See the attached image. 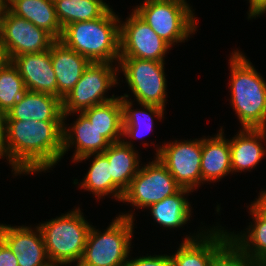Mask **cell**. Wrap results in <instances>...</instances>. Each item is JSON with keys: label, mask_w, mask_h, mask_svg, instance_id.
I'll return each mask as SVG.
<instances>
[{"label": "cell", "mask_w": 266, "mask_h": 266, "mask_svg": "<svg viewBox=\"0 0 266 266\" xmlns=\"http://www.w3.org/2000/svg\"><path fill=\"white\" fill-rule=\"evenodd\" d=\"M63 121L6 120L4 156L15 176L52 168L62 158Z\"/></svg>", "instance_id": "1"}, {"label": "cell", "mask_w": 266, "mask_h": 266, "mask_svg": "<svg viewBox=\"0 0 266 266\" xmlns=\"http://www.w3.org/2000/svg\"><path fill=\"white\" fill-rule=\"evenodd\" d=\"M112 10L95 20L68 24L60 41L90 62L119 61L121 20Z\"/></svg>", "instance_id": "2"}, {"label": "cell", "mask_w": 266, "mask_h": 266, "mask_svg": "<svg viewBox=\"0 0 266 266\" xmlns=\"http://www.w3.org/2000/svg\"><path fill=\"white\" fill-rule=\"evenodd\" d=\"M231 105L242 128L266 129V82L239 50L229 59Z\"/></svg>", "instance_id": "3"}, {"label": "cell", "mask_w": 266, "mask_h": 266, "mask_svg": "<svg viewBox=\"0 0 266 266\" xmlns=\"http://www.w3.org/2000/svg\"><path fill=\"white\" fill-rule=\"evenodd\" d=\"M82 214L78 207L38 226L52 265L80 262L92 226Z\"/></svg>", "instance_id": "4"}, {"label": "cell", "mask_w": 266, "mask_h": 266, "mask_svg": "<svg viewBox=\"0 0 266 266\" xmlns=\"http://www.w3.org/2000/svg\"><path fill=\"white\" fill-rule=\"evenodd\" d=\"M133 220L132 213H122L103 233L91 226L82 258L76 266H126Z\"/></svg>", "instance_id": "5"}, {"label": "cell", "mask_w": 266, "mask_h": 266, "mask_svg": "<svg viewBox=\"0 0 266 266\" xmlns=\"http://www.w3.org/2000/svg\"><path fill=\"white\" fill-rule=\"evenodd\" d=\"M133 10L170 46L185 42L197 28L186 0H145Z\"/></svg>", "instance_id": "6"}, {"label": "cell", "mask_w": 266, "mask_h": 266, "mask_svg": "<svg viewBox=\"0 0 266 266\" xmlns=\"http://www.w3.org/2000/svg\"><path fill=\"white\" fill-rule=\"evenodd\" d=\"M117 70L119 71V68H114L112 63L90 62L80 80L62 100L63 122L71 113H80L92 106L113 100L114 95L110 98L104 95L111 86L118 84Z\"/></svg>", "instance_id": "7"}, {"label": "cell", "mask_w": 266, "mask_h": 266, "mask_svg": "<svg viewBox=\"0 0 266 266\" xmlns=\"http://www.w3.org/2000/svg\"><path fill=\"white\" fill-rule=\"evenodd\" d=\"M164 64L134 57H119L118 68L121 67L126 83L139 104L166 107L167 81Z\"/></svg>", "instance_id": "8"}, {"label": "cell", "mask_w": 266, "mask_h": 266, "mask_svg": "<svg viewBox=\"0 0 266 266\" xmlns=\"http://www.w3.org/2000/svg\"><path fill=\"white\" fill-rule=\"evenodd\" d=\"M55 39L44 29L14 15L7 7L0 23V51L11 61L14 57L50 49Z\"/></svg>", "instance_id": "9"}, {"label": "cell", "mask_w": 266, "mask_h": 266, "mask_svg": "<svg viewBox=\"0 0 266 266\" xmlns=\"http://www.w3.org/2000/svg\"><path fill=\"white\" fill-rule=\"evenodd\" d=\"M155 159L140 167L124 192L122 202L131 203L137 208L149 209L151 205L181 189L166 166L157 157Z\"/></svg>", "instance_id": "10"}, {"label": "cell", "mask_w": 266, "mask_h": 266, "mask_svg": "<svg viewBox=\"0 0 266 266\" xmlns=\"http://www.w3.org/2000/svg\"><path fill=\"white\" fill-rule=\"evenodd\" d=\"M159 147L156 157L166 166L176 183L191 191L197 189L201 185L202 139L175 140Z\"/></svg>", "instance_id": "11"}, {"label": "cell", "mask_w": 266, "mask_h": 266, "mask_svg": "<svg viewBox=\"0 0 266 266\" xmlns=\"http://www.w3.org/2000/svg\"><path fill=\"white\" fill-rule=\"evenodd\" d=\"M171 46L133 10L126 22L120 21V56L164 62Z\"/></svg>", "instance_id": "12"}, {"label": "cell", "mask_w": 266, "mask_h": 266, "mask_svg": "<svg viewBox=\"0 0 266 266\" xmlns=\"http://www.w3.org/2000/svg\"><path fill=\"white\" fill-rule=\"evenodd\" d=\"M0 239L10 248L19 266H52L41 230L0 224Z\"/></svg>", "instance_id": "13"}, {"label": "cell", "mask_w": 266, "mask_h": 266, "mask_svg": "<svg viewBox=\"0 0 266 266\" xmlns=\"http://www.w3.org/2000/svg\"><path fill=\"white\" fill-rule=\"evenodd\" d=\"M216 226L196 236H186L175 254L172 266H212L215 253L230 239L228 232ZM196 237V238H195Z\"/></svg>", "instance_id": "14"}, {"label": "cell", "mask_w": 266, "mask_h": 266, "mask_svg": "<svg viewBox=\"0 0 266 266\" xmlns=\"http://www.w3.org/2000/svg\"><path fill=\"white\" fill-rule=\"evenodd\" d=\"M11 62L18 69L27 90L57 97V80L50 49L40 53L19 55Z\"/></svg>", "instance_id": "15"}, {"label": "cell", "mask_w": 266, "mask_h": 266, "mask_svg": "<svg viewBox=\"0 0 266 266\" xmlns=\"http://www.w3.org/2000/svg\"><path fill=\"white\" fill-rule=\"evenodd\" d=\"M50 56L56 74L57 97L63 100L80 80L90 61L60 40L51 44Z\"/></svg>", "instance_id": "16"}, {"label": "cell", "mask_w": 266, "mask_h": 266, "mask_svg": "<svg viewBox=\"0 0 266 266\" xmlns=\"http://www.w3.org/2000/svg\"><path fill=\"white\" fill-rule=\"evenodd\" d=\"M6 120L63 121L62 100L51 94L27 90L6 113Z\"/></svg>", "instance_id": "17"}, {"label": "cell", "mask_w": 266, "mask_h": 266, "mask_svg": "<svg viewBox=\"0 0 266 266\" xmlns=\"http://www.w3.org/2000/svg\"><path fill=\"white\" fill-rule=\"evenodd\" d=\"M78 115L71 128L70 126L67 128L63 122L62 157L71 145H75L76 150L72 161L86 155L103 153L110 145L82 112Z\"/></svg>", "instance_id": "18"}, {"label": "cell", "mask_w": 266, "mask_h": 266, "mask_svg": "<svg viewBox=\"0 0 266 266\" xmlns=\"http://www.w3.org/2000/svg\"><path fill=\"white\" fill-rule=\"evenodd\" d=\"M262 139H266V129L243 128L229 140L232 173L257 166L266 154Z\"/></svg>", "instance_id": "19"}, {"label": "cell", "mask_w": 266, "mask_h": 266, "mask_svg": "<svg viewBox=\"0 0 266 266\" xmlns=\"http://www.w3.org/2000/svg\"><path fill=\"white\" fill-rule=\"evenodd\" d=\"M220 133L211 138H202L201 183L222 179L232 172L230 143Z\"/></svg>", "instance_id": "20"}, {"label": "cell", "mask_w": 266, "mask_h": 266, "mask_svg": "<svg viewBox=\"0 0 266 266\" xmlns=\"http://www.w3.org/2000/svg\"><path fill=\"white\" fill-rule=\"evenodd\" d=\"M7 8L16 16L44 29L60 40L63 28L58 22L54 0H6Z\"/></svg>", "instance_id": "21"}, {"label": "cell", "mask_w": 266, "mask_h": 266, "mask_svg": "<svg viewBox=\"0 0 266 266\" xmlns=\"http://www.w3.org/2000/svg\"><path fill=\"white\" fill-rule=\"evenodd\" d=\"M133 148L131 141L123 139L111 143L103 152L110 164L112 182L123 194L141 167L139 155Z\"/></svg>", "instance_id": "22"}, {"label": "cell", "mask_w": 266, "mask_h": 266, "mask_svg": "<svg viewBox=\"0 0 266 266\" xmlns=\"http://www.w3.org/2000/svg\"><path fill=\"white\" fill-rule=\"evenodd\" d=\"M82 113L110 144L122 140L123 117L120 96L85 109Z\"/></svg>", "instance_id": "23"}, {"label": "cell", "mask_w": 266, "mask_h": 266, "mask_svg": "<svg viewBox=\"0 0 266 266\" xmlns=\"http://www.w3.org/2000/svg\"><path fill=\"white\" fill-rule=\"evenodd\" d=\"M249 210L255 223L246 228L247 233L230 232V239L252 259L266 265V214L254 202Z\"/></svg>", "instance_id": "24"}, {"label": "cell", "mask_w": 266, "mask_h": 266, "mask_svg": "<svg viewBox=\"0 0 266 266\" xmlns=\"http://www.w3.org/2000/svg\"><path fill=\"white\" fill-rule=\"evenodd\" d=\"M121 97L122 117H123V136L135 138L146 136L153 128V118H163L165 109L163 107L151 104H140L144 110H132L133 102L129 95L124 94ZM154 115V116H151Z\"/></svg>", "instance_id": "25"}, {"label": "cell", "mask_w": 266, "mask_h": 266, "mask_svg": "<svg viewBox=\"0 0 266 266\" xmlns=\"http://www.w3.org/2000/svg\"><path fill=\"white\" fill-rule=\"evenodd\" d=\"M94 155L92 164L88 170V173L81 182L80 187L88 190L97 196L98 199L112 194L118 201H122L123 193L113 184L110 164L107 157L103 153L90 154L83 156L75 162H81Z\"/></svg>", "instance_id": "26"}, {"label": "cell", "mask_w": 266, "mask_h": 266, "mask_svg": "<svg viewBox=\"0 0 266 266\" xmlns=\"http://www.w3.org/2000/svg\"><path fill=\"white\" fill-rule=\"evenodd\" d=\"M193 192L189 189L181 188L172 196L164 198L162 201L151 205L150 212L153 219L165 228H178L188 223L191 217V205L185 194Z\"/></svg>", "instance_id": "27"}, {"label": "cell", "mask_w": 266, "mask_h": 266, "mask_svg": "<svg viewBox=\"0 0 266 266\" xmlns=\"http://www.w3.org/2000/svg\"><path fill=\"white\" fill-rule=\"evenodd\" d=\"M54 4L62 28L74 22L100 18L110 8L103 0H54Z\"/></svg>", "instance_id": "28"}, {"label": "cell", "mask_w": 266, "mask_h": 266, "mask_svg": "<svg viewBox=\"0 0 266 266\" xmlns=\"http://www.w3.org/2000/svg\"><path fill=\"white\" fill-rule=\"evenodd\" d=\"M26 91L18 69L6 60L0 66V109L7 113Z\"/></svg>", "instance_id": "29"}, {"label": "cell", "mask_w": 266, "mask_h": 266, "mask_svg": "<svg viewBox=\"0 0 266 266\" xmlns=\"http://www.w3.org/2000/svg\"><path fill=\"white\" fill-rule=\"evenodd\" d=\"M212 266H265L247 255L229 239L214 255Z\"/></svg>", "instance_id": "30"}, {"label": "cell", "mask_w": 266, "mask_h": 266, "mask_svg": "<svg viewBox=\"0 0 266 266\" xmlns=\"http://www.w3.org/2000/svg\"><path fill=\"white\" fill-rule=\"evenodd\" d=\"M126 266H172V261L169 255H150L128 259Z\"/></svg>", "instance_id": "31"}, {"label": "cell", "mask_w": 266, "mask_h": 266, "mask_svg": "<svg viewBox=\"0 0 266 266\" xmlns=\"http://www.w3.org/2000/svg\"><path fill=\"white\" fill-rule=\"evenodd\" d=\"M0 266H19L10 248L0 239Z\"/></svg>", "instance_id": "32"}, {"label": "cell", "mask_w": 266, "mask_h": 266, "mask_svg": "<svg viewBox=\"0 0 266 266\" xmlns=\"http://www.w3.org/2000/svg\"><path fill=\"white\" fill-rule=\"evenodd\" d=\"M248 18H256L266 11V0H255L249 7Z\"/></svg>", "instance_id": "33"}, {"label": "cell", "mask_w": 266, "mask_h": 266, "mask_svg": "<svg viewBox=\"0 0 266 266\" xmlns=\"http://www.w3.org/2000/svg\"><path fill=\"white\" fill-rule=\"evenodd\" d=\"M6 140V112L0 109V149L4 152Z\"/></svg>", "instance_id": "34"}, {"label": "cell", "mask_w": 266, "mask_h": 266, "mask_svg": "<svg viewBox=\"0 0 266 266\" xmlns=\"http://www.w3.org/2000/svg\"><path fill=\"white\" fill-rule=\"evenodd\" d=\"M254 203L266 214V191H261L260 196Z\"/></svg>", "instance_id": "35"}, {"label": "cell", "mask_w": 266, "mask_h": 266, "mask_svg": "<svg viewBox=\"0 0 266 266\" xmlns=\"http://www.w3.org/2000/svg\"><path fill=\"white\" fill-rule=\"evenodd\" d=\"M6 0H0V23L4 10L6 9Z\"/></svg>", "instance_id": "36"}, {"label": "cell", "mask_w": 266, "mask_h": 266, "mask_svg": "<svg viewBox=\"0 0 266 266\" xmlns=\"http://www.w3.org/2000/svg\"><path fill=\"white\" fill-rule=\"evenodd\" d=\"M6 61V57L4 54L0 51V66Z\"/></svg>", "instance_id": "37"}, {"label": "cell", "mask_w": 266, "mask_h": 266, "mask_svg": "<svg viewBox=\"0 0 266 266\" xmlns=\"http://www.w3.org/2000/svg\"><path fill=\"white\" fill-rule=\"evenodd\" d=\"M3 158L4 157V153H3V151L0 149V158Z\"/></svg>", "instance_id": "38"}]
</instances>
